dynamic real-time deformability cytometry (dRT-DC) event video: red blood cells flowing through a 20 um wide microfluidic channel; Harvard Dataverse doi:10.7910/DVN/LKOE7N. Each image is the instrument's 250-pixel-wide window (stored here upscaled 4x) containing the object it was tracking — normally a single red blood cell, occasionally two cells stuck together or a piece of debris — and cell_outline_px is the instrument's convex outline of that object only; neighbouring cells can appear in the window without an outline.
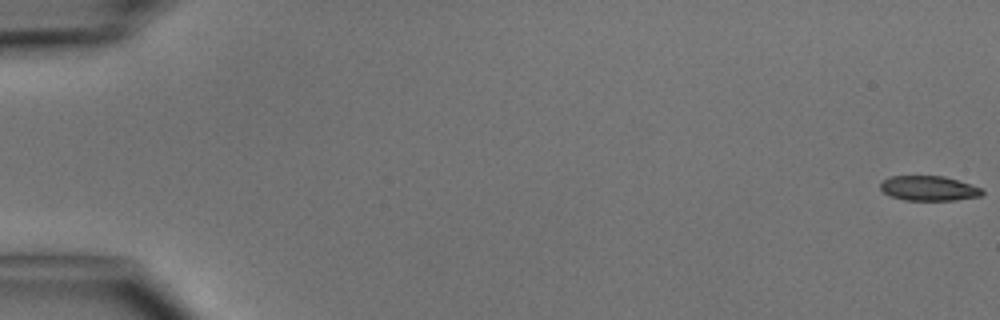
{"species": "common noctule bat (a hibernating species)", "species_latin": "Nyctalus noctula", "temperature_condition": "cold", "stored_images_in_passage": 50, "camera_frame_rate_fps": 3000, "um_per_image_px": 0.085, "animal": {"sex": "male", "body_mass_g": 15.6}, "frame": {"image": 1, "passage_image": 1, "time_ms": 0.0, "image_size_px": [1000, 320], "cell_outline_px": [[984, 192], [980, 196], [956, 200], [904, 200], [892, 196], [884, 192], [880, 188], [880, 184], [888, 176], [944, 176], [984, 188]], "centroid_in_image_um": [78.98, 16.0], "position_along_channel_um": 6.0, "area_um2": 14.74}}
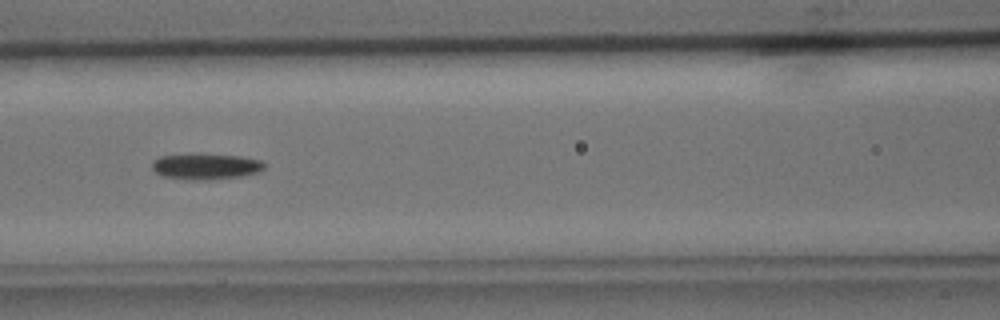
{"frame": {"image": 2, "passage_image": 23, "time_ms": 7.333, "image_size_px": [1000, 320], "cell_outline_px": [[264, 168], [260, 172], [240, 176], [208, 180], [192, 180], [164, 176], [156, 172], [152, 168], [152, 160], [160, 156], [200, 152], [240, 156], [264, 160]], "centroid_in_image_um": [17.5, 14.11], "position_along_channel_um": 149.1, "area_um2": 17.46}}
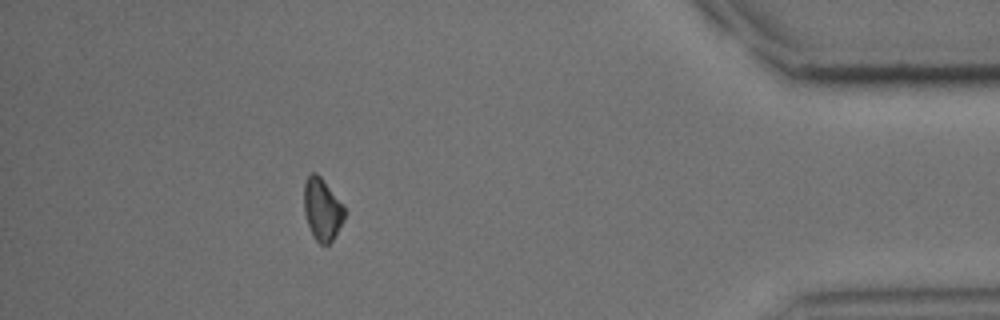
{"frame": {"image": 3, "passage_image": 45, "time_ms": 14.667, "image_size_px": [1000, 320], "cell_outline_px": [[344, 220], [332, 240], [328, 244], [320, 244], [316, 240], [308, 224], [304, 212], [304, 184], [308, 176], [312, 172], [316, 172], [320, 176], [344, 204]], "centroid_in_image_um": [27.39, 17.77], "position_along_channel_um": 407.8, "area_um2": 14.57}, "authors_computed_cell_mechanics": {"area_um2": 15.8083, "velocity_mm_per_s": 4.1397, "shape_relaxation_time_tau1_ms": 2.6219, "shape_relaxation_time_tau2_ms": null, "deformation_change_tau1": 0.0729, "deformation_change_tau2": null}}